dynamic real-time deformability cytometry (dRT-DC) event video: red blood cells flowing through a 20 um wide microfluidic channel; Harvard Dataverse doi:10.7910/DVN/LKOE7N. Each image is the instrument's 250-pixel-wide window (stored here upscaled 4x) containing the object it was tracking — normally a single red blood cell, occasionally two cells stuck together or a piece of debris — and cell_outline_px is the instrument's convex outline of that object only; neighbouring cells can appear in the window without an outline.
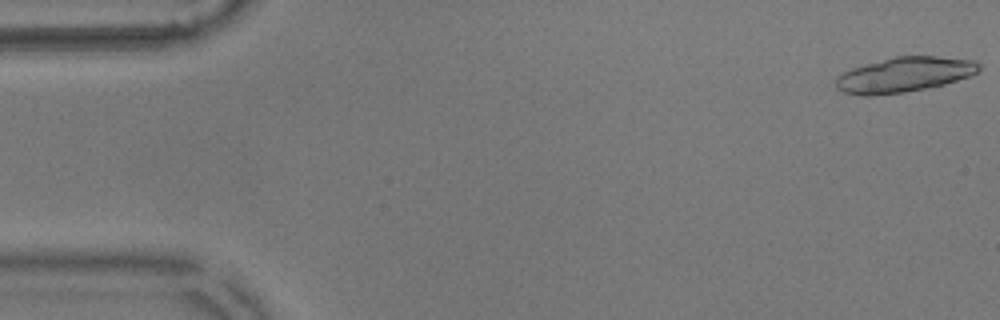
{"species": "common noctule bat (a hibernating species)", "species_latin": "Nyctalus noctula", "temperature_condition": "warm", "stored_images_in_passage": 12, "camera_frame_rate_fps": 3000, "um_per_image_px": 0.085, "animal": {"sex": "male", "body_mass_g": 17.9}, "frame": {"image": 1, "passage_image": 1, "time_ms": 0.0, "image_size_px": [1000, 320], "cell_outline_px": [[980, 72], [944, 84], [904, 92], [868, 96], [864, 96], [844, 92], [836, 88], [836, 76], [852, 68], [896, 56], [936, 56], [972, 60], [980, 64]], "centroid_in_image_um": [76.85, 6.34], "position_along_channel_um": 8.1, "area_um2": 28.84}}